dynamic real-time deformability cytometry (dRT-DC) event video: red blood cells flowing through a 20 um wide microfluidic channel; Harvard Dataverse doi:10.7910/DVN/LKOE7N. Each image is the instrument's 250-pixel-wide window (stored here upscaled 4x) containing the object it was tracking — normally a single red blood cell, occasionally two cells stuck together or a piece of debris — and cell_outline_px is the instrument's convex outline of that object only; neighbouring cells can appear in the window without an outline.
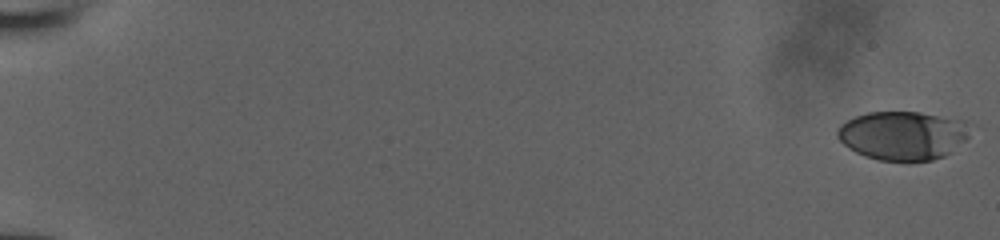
{"species": "human", "species_latin": "Homo sapiens", "temperature_condition": "room temperature", "stored_images_in_passage": 54, "camera_frame_rate_fps": 3000, "um_per_image_px": 0.085, "donor": {"sex": "male"}, "frame": {"image": 1, "passage_image": 1, "time_ms": 0.0, "image_size_px": [1000, 240], "cell_outline_px": [[968, 136], [964, 140], [944, 156], [932, 160], [880, 160], [864, 156], [848, 148], [836, 136], [836, 132], [840, 124], [856, 116], [868, 112], [920, 112], [964, 120]], "centroid_in_image_um": [76.68, 11.5], "position_along_channel_um": 8.3, "area_um2": 37.22}}
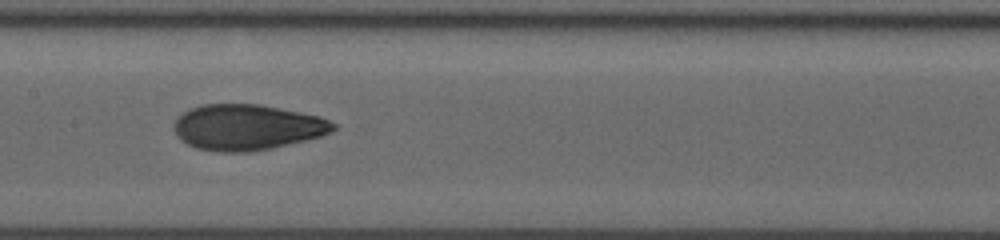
{"frame": {"image": 2, "passage_image": 30, "time_ms": 9.667, "image_size_px": [1000, 240], "cell_outline_px": [[336, 128], [320, 136], [272, 148], [248, 152], [220, 152], [196, 148], [180, 140], [176, 136], [172, 128], [176, 120], [184, 112], [200, 104], [260, 104], [320, 116], [336, 124]], "centroid_in_image_um": [20.96, 10.81], "position_along_channel_um": 186.4, "area_um2": 42.31}}
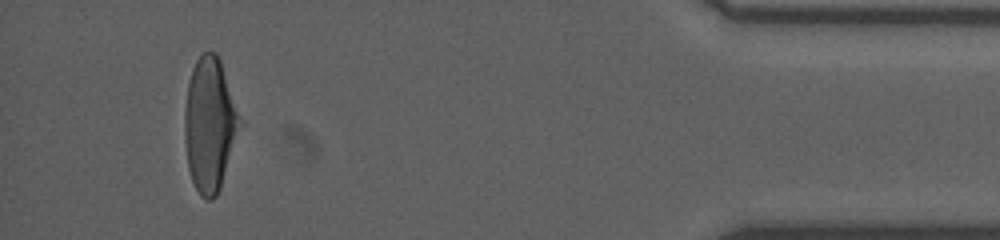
{"frame": {"image": 3, "passage_image": 51, "time_ms": 16.667, "image_size_px": [1000, 240], "cell_outline_px": [[244, 124], [220, 188], [216, 196], [212, 200], [208, 200], [200, 196], [192, 180], [188, 168], [184, 140], [184, 112], [188, 84], [192, 68], [200, 52], [208, 48], [216, 52], [220, 60]], "centroid_in_image_um": [17.85, 10.56], "position_along_channel_um": 417.4, "area_um2": 44.04}}